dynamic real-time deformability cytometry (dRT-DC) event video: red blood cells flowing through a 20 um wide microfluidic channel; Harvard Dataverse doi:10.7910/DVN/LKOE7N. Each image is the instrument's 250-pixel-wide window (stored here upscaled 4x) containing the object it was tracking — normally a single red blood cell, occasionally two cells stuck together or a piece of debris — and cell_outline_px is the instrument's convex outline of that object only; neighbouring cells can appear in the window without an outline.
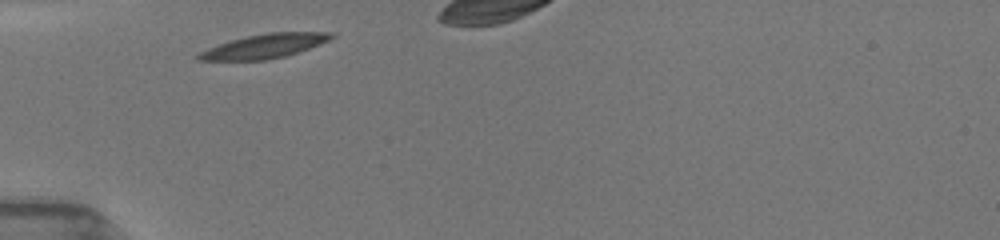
{"species": "common noctule bat (a hibernating species)", "species_latin": "Nyctalus noctula", "temperature_condition": "room temperature", "stored_images_in_passage": 3, "camera_frame_rate_fps": 3000, "um_per_image_px": 0.085, "animal": {"sex": "female", "body_mass_g": 19.5, "forearm_length_mm": 54.1}, "frame": {"image": 1, "passage_image": 1, "time_ms": 0.0, "image_size_px": [1000, 240], "cell_outline_px": [[336, 36], [320, 44], [284, 56], [268, 60], [196, 60], [192, 56], [208, 48], [244, 36], [268, 32], [332, 32]], "centroid_in_image_um": [22.44, 3.92], "position_along_channel_um": 62.6, "area_um2": 18.61}}